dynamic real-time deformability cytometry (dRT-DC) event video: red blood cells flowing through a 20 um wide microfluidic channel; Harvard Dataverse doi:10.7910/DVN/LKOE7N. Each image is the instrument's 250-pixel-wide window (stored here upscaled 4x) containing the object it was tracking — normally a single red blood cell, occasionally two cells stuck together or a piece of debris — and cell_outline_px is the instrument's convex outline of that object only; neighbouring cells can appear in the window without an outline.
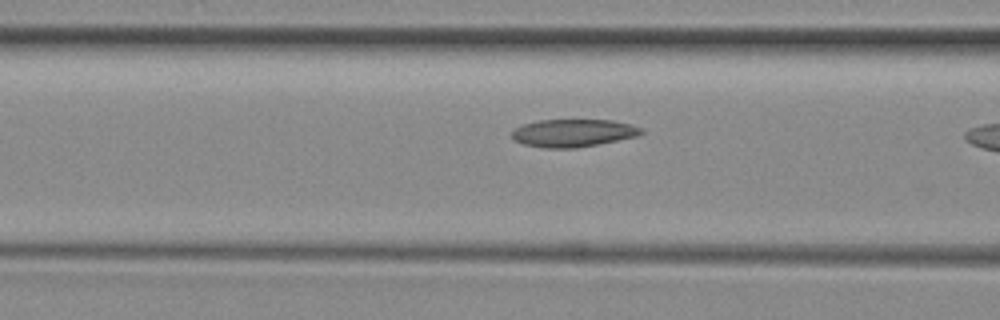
{"species": "common noctule bat (a hibernating species)", "species_latin": "Nyctalus noctula", "temperature_condition": "room temperature", "stored_images_in_passage": 6, "camera_frame_rate_fps": 3000, "um_per_image_px": 0.085, "animal": {"sex": "female", "body_mass_g": 29.2, "forearm_length_mm": 56.3}, "frame": {"image": 1, "passage_image": 5, "time_ms": 5.333, "image_size_px": [1000, 320], "cell_outline_px": [[644, 132], [636, 136], [576, 148], [544, 148], [524, 144], [512, 140], [512, 128], [536, 120], [612, 120], [644, 128]], "centroid_in_image_um": [48.66, 11.3], "position_along_channel_um": 117.9, "area_um2": 20.87}}